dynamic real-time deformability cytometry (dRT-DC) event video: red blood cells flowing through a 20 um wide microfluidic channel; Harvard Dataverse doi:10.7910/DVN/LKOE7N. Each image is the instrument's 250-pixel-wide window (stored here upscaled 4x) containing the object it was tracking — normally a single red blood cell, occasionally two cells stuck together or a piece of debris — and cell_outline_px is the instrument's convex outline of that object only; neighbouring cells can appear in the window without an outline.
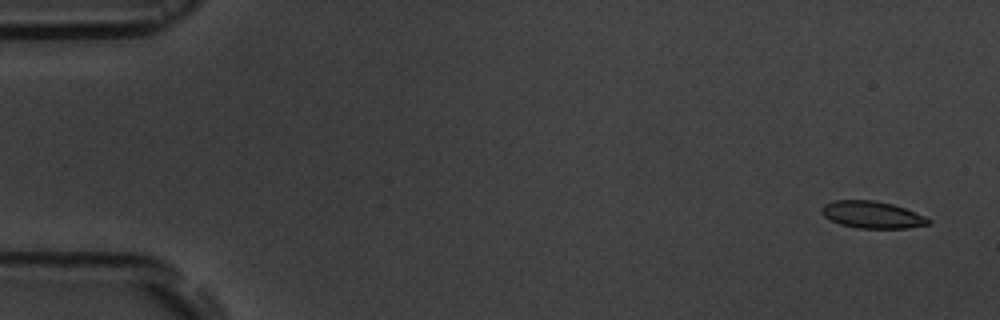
{"species": "common noctule bat (a hibernating species)", "species_latin": "Nyctalus noctula", "temperature_condition": "room temperature", "stored_images_in_passage": 5, "camera_frame_rate_fps": 3000, "um_per_image_px": 0.085, "animal": {"sex": "male", "body_mass_g": 19.5, "forearm_length_mm": 54.6}, "frame": {"image": 1, "passage_image": 1, "time_ms": 0.0, "image_size_px": [1000, 320], "cell_outline_px": [[932, 224], [908, 228], [856, 228], [840, 224], [824, 216], [820, 212], [820, 208], [824, 204], [836, 200], [876, 200], [892, 204], [904, 208], [924, 216], [932, 220]], "centroid_in_image_um": [74.14, 18.25], "position_along_channel_um": 10.9, "area_um2": 16.88}}
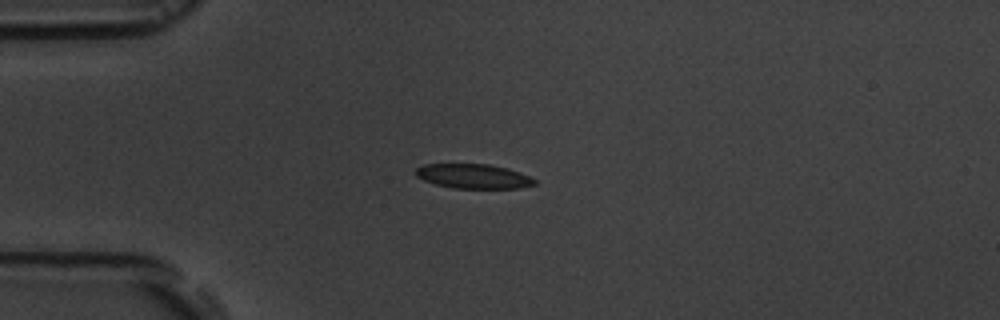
{"frame": {"image": 2, "passage_image": 4, "time_ms": 4.0, "image_size_px": [1000, 320], "cell_outline_px": [[536, 184], [520, 188], [452, 188], [436, 184], [424, 180], [416, 176], [416, 168], [424, 164], [488, 164], [508, 168], [520, 172], [536, 180]], "centroid_in_image_um": [40.25, 14.98], "position_along_channel_um": 44.8, "area_um2": 16.94}}